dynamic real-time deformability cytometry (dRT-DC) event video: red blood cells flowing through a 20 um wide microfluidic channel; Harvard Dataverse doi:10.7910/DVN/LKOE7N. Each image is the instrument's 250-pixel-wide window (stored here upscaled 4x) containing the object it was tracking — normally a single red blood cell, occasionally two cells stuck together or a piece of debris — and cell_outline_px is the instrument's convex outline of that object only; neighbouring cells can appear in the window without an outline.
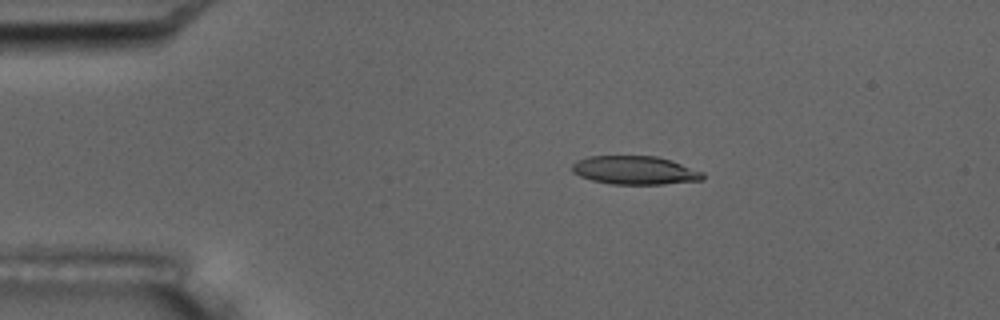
{"species": "common noctule bat (a hibernating species)", "species_latin": "Nyctalus noctula", "temperature_condition": "room temperature", "stored_images_in_passage": 16, "camera_frame_rate_fps": 3000, "um_per_image_px": 0.085, "animal": {"sex": "male", "body_mass_g": 17.5, "forearm_length_mm": 52.3}, "frame": {"image": 1, "passage_image": 3, "time_ms": 2.0, "image_size_px": [1000, 320], "cell_outline_px": [[704, 180], [664, 184], [612, 184], [592, 180], [580, 176], [572, 172], [572, 164], [576, 160], [588, 156], [656, 156], [672, 160], [704, 172]], "centroid_in_image_um": [53.98, 14.47], "position_along_channel_um": 31.0, "area_um2": 21.85}}
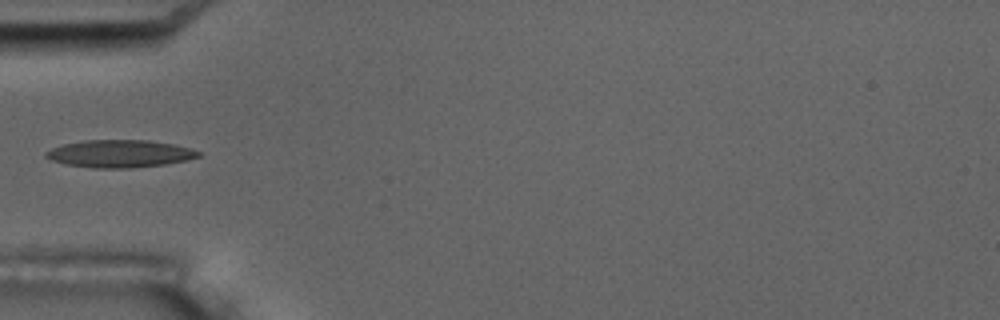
{"frame": {"image": 2, "passage_image": 5, "time_ms": 4.667, "image_size_px": [1000, 320], "cell_outline_px": [[200, 156], [184, 160], [164, 164], [128, 168], [92, 168], [68, 164], [52, 160], [44, 156], [44, 152], [52, 148], [64, 144], [84, 140], [148, 140], [176, 144], [200, 152]], "centroid_in_image_um": [10.15, 13.05], "position_along_channel_um": 74.8, "area_um2": 24.22}, "authors_computed_cell_mechanics": {"area_um2": 22.3686, "velocity_mm_per_s": 3.532, "shape_relaxation_time_tau1_ms": null, "shape_relaxation_time_tau2_ms": 4.6233, "deformation_change_tau1": null, "deformation_change_tau2": 0.1511}}